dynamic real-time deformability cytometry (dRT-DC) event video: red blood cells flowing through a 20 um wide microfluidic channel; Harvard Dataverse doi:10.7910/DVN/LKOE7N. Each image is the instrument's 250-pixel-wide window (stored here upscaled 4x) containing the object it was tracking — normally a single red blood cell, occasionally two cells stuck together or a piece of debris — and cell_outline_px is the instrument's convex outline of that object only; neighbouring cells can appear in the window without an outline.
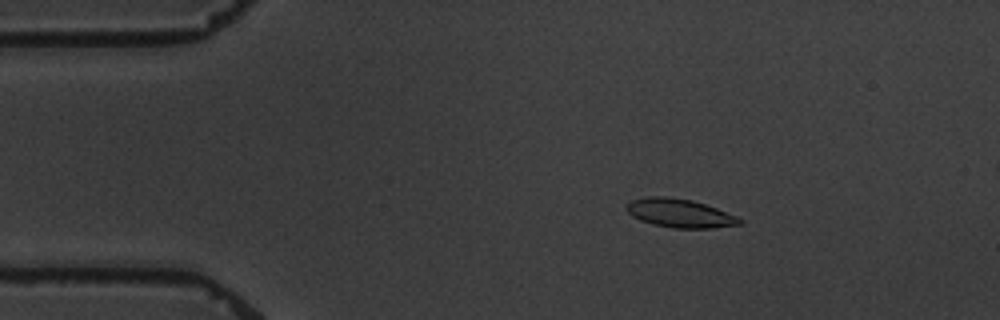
{"species": "common noctule bat (a hibernating species)", "species_latin": "Nyctalus noctula", "temperature_condition": "warm", "stored_images_in_passage": 5, "segment_of_instrument_passage": [1, 2], "camera_frame_rate_fps": 3000, "um_per_image_px": 0.085, "animal": {"sex": "male", "body_mass_g": 19.5, "forearm_length_mm": 54.6}, "frame": {"image": 1, "passage_image": 2, "time_ms": 1.0, "image_size_px": [1000, 320], "cell_outline_px": [[744, 224], [712, 228], [672, 228], [652, 224], [640, 220], [632, 216], [624, 208], [632, 200], [648, 196], [664, 196], [692, 200], [716, 208], [736, 216], [744, 220]], "centroid_in_image_um": [57.79, 18.13], "position_along_channel_um": 27.2, "area_um2": 18.9}}